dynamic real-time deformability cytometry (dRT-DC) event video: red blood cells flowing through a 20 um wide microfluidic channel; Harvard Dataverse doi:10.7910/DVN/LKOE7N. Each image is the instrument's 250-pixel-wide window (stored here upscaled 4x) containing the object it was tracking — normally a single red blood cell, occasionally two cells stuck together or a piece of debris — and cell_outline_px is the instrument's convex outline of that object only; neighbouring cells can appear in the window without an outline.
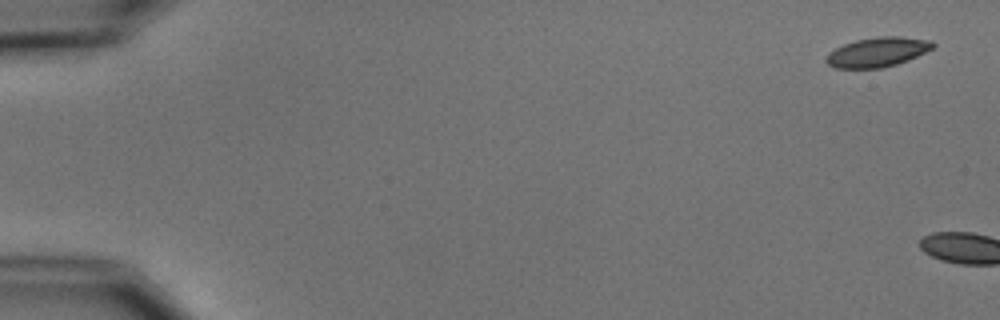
{"species": "common noctule bat (a hibernating species)", "species_latin": "Nyctalus noctula", "temperature_condition": "cold", "stored_images_in_passage": 6, "segment_of_instrument_passage": [2, 2], "camera_frame_rate_fps": 3000, "um_per_image_px": 0.085, "animal": {"sex": "male", "body_mass_g": 15.6}, "frame": {"image": 1, "passage_image": 6, "time_ms": 6.0, "image_size_px": [1000, 320], "cell_outline_px": [[936, 44], [932, 48], [908, 60], [896, 64], [880, 68], [836, 68], [828, 64], [824, 60], [828, 52], [844, 44], [856, 40], [880, 36], [900, 36], [932, 40]], "centroid_in_image_um": [74.58, 4.42], "position_along_channel_um": 10.4, "area_um2": 18.32}}